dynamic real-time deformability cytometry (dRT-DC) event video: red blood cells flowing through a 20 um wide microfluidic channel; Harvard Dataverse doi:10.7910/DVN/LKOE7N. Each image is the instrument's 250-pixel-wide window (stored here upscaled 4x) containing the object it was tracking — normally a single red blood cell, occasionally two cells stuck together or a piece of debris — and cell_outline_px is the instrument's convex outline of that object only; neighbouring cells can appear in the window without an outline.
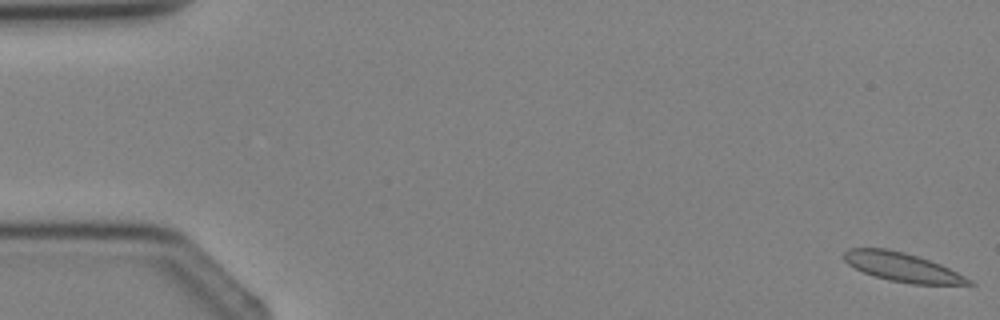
{"species": "Egyptian fruit bat (a non-hibernating species)", "species_latin": "Rousettus aegyptiacus", "temperature_condition": "cold", "stored_images_in_passage": 4, "camera_frame_rate_fps": 3000, "um_per_image_px": 0.085, "animal": {"sex": "female"}, "frame": {"image": 1, "passage_image": 1, "time_ms": 0.0, "image_size_px": [1000, 320], "cell_outline_px": [[976, 284], [912, 284], [888, 280], [864, 272], [848, 264], [844, 260], [844, 252], [848, 248], [888, 248], [904, 252], [940, 264], [972, 280]], "centroid_in_image_um": [76.67, 22.7], "position_along_channel_um": 8.3, "area_um2": 20.69}}